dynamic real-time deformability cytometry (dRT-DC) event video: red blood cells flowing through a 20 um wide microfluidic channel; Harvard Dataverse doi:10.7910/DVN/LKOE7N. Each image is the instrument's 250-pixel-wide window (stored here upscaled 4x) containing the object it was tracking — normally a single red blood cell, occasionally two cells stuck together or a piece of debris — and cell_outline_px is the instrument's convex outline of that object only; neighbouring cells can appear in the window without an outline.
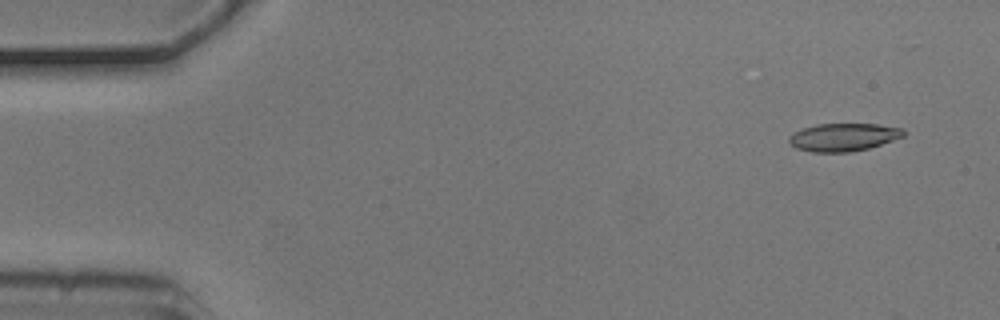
{"species": "common noctule bat (a hibernating species)", "species_latin": "Nyctalus noctula", "temperature_condition": "cold", "stored_images_in_passage": 6, "camera_frame_rate_fps": 3000, "um_per_image_px": 0.085, "animal": {"sex": "male", "body_mass_g": 20.5, "forearm_length_mm": 52.5}, "frame": {"image": 1, "passage_image": 2, "time_ms": 0.333, "image_size_px": [1000, 320], "cell_outline_px": [[904, 136], [868, 148], [848, 152], [812, 152], [796, 148], [788, 140], [788, 136], [792, 132], [816, 124], [876, 124], [904, 128]], "centroid_in_image_um": [71.66, 11.65], "position_along_channel_um": 13.3, "area_um2": 18.5}}
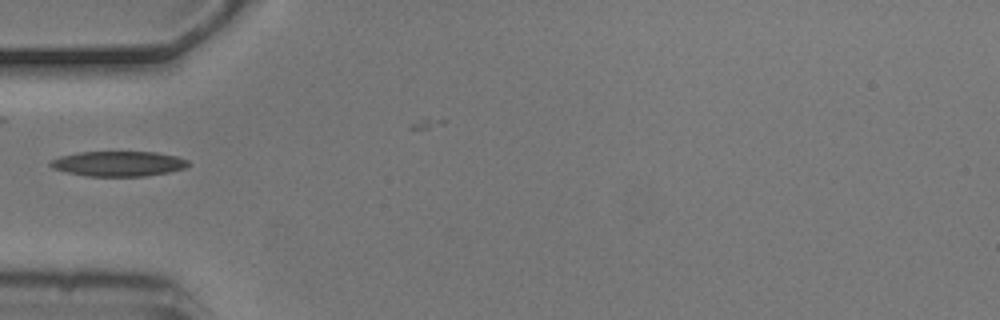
{"frame": {"image": 2, "passage_image": 5, "time_ms": 1.333, "image_size_px": [1000, 320], "cell_outline_px": [[188, 164], [184, 168], [168, 172], [144, 176], [88, 176], [68, 172], [52, 168], [48, 164], [52, 160], [60, 156], [80, 152], [156, 152], [176, 156], [188, 160]], "centroid_in_image_um": [10.05, 13.91], "position_along_channel_um": 74.9, "area_um2": 19.94}}